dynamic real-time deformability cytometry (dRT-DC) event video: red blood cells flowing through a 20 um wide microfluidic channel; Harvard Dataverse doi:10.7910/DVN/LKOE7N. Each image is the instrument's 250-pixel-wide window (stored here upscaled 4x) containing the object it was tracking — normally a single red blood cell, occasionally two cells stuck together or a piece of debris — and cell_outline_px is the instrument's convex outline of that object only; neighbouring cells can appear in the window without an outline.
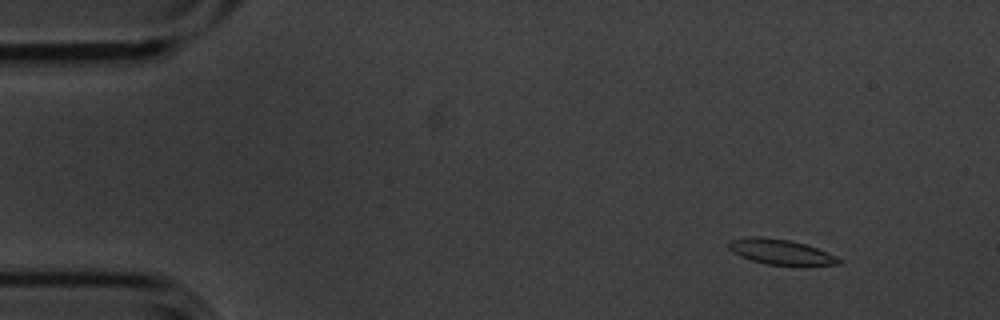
{"species": "common noctule bat (a hibernating species)", "species_latin": "Nyctalus noctula", "temperature_condition": "cold", "stored_images_in_passage": 5, "camera_frame_rate_fps": 3000, "um_per_image_px": 0.085, "animal": {"sex": "male", "body_mass_g": 20.1, "forearm_length_mm": 53.5}, "frame": {"image": 1, "passage_image": 2, "time_ms": 0.333, "image_size_px": [1000, 320], "cell_outline_px": [[844, 260], [840, 264], [768, 264], [752, 260], [740, 256], [732, 252], [728, 248], [728, 240], [748, 236], [764, 236], [792, 240], [816, 248], [836, 256]], "centroid_in_image_um": [66.29, 21.37], "position_along_channel_um": 18.7, "area_um2": 16.01}}